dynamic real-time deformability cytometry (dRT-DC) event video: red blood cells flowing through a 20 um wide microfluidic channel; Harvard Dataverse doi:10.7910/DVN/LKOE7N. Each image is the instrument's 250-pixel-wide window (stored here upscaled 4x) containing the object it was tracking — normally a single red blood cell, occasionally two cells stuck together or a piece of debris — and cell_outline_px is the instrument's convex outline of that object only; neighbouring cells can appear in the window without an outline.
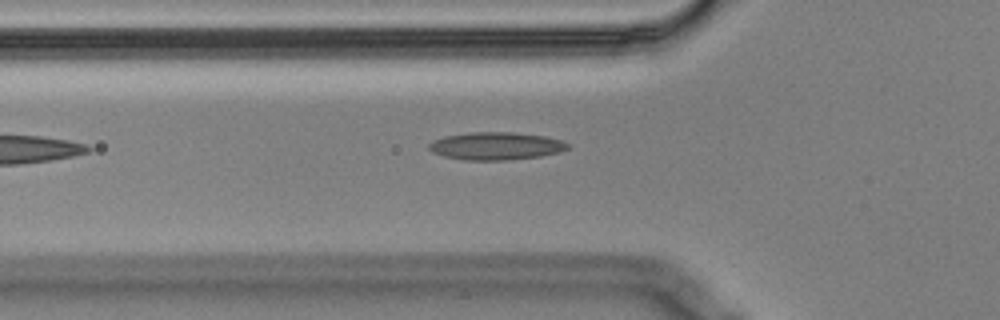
{"species": "Egyptian fruit bat (a non-hibernating species)", "species_latin": "Rousettus aegyptiacus", "temperature_condition": "cold", "stored_images_in_passage": 6, "camera_frame_rate_fps": 3000, "um_per_image_px": 0.085, "animal": {"sex": "male"}, "frame": {"image": 1, "passage_image": 6, "time_ms": 1.667, "image_size_px": [1000, 320], "cell_outline_px": [[572, 148], [560, 152], [540, 156], [508, 160], [464, 160], [444, 156], [432, 152], [428, 148], [428, 144], [432, 140], [444, 136], [472, 132], [512, 132], [544, 136], [564, 140], [572, 144]], "centroid_in_image_um": [42.2, 12.41], "position_along_channel_um": 83.6, "area_um2": 22.72}}